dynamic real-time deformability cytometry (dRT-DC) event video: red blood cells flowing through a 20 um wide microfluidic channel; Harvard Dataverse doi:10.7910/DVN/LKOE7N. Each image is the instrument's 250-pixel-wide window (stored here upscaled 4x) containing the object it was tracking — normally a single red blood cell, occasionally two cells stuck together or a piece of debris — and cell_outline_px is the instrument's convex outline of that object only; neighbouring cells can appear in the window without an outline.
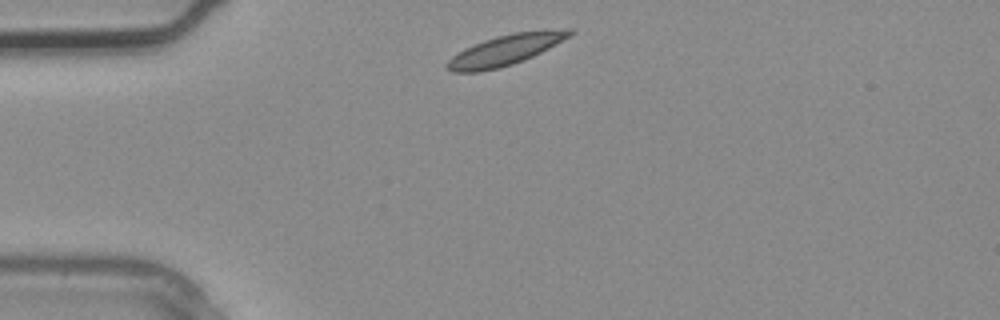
{"species": "common noctule bat (a hibernating species)", "species_latin": "Nyctalus noctula", "temperature_condition": "warm", "stored_images_in_passage": 2, "camera_frame_rate_fps": 3000, "um_per_image_px": 0.085, "animal": {"sex": "male", "body_mass_g": 20.4}, "frame": {"image": 1, "passage_image": 1, "time_ms": 0.0, "image_size_px": [1000, 320], "cell_outline_px": [[576, 32], [572, 36], [524, 60], [500, 68], [480, 72], [452, 72], [448, 68], [448, 60], [452, 56], [464, 48], [484, 40], [496, 36], [516, 32], [568, 28], [572, 28]], "centroid_in_image_um": [43.0, 4.24], "position_along_channel_um": 42.0, "area_um2": 21.73}}
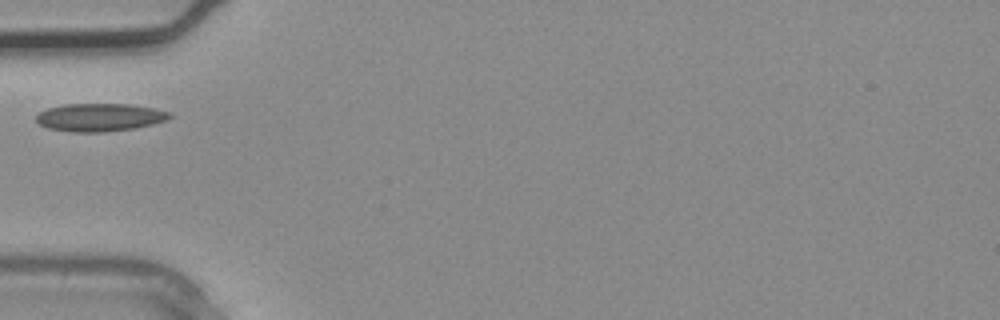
{"frame": {"image": 2, "passage_image": 2, "time_ms": 0.333, "image_size_px": [1000, 320], "cell_outline_px": [[172, 116], [168, 120], [136, 128], [104, 132], [68, 132], [48, 128], [40, 124], [36, 120], [36, 116], [40, 112], [48, 108], [64, 104], [128, 104], [152, 108], [172, 112]], "centroid_in_image_um": [8.49, 9.98], "position_along_channel_um": 76.5, "area_um2": 21.79}}